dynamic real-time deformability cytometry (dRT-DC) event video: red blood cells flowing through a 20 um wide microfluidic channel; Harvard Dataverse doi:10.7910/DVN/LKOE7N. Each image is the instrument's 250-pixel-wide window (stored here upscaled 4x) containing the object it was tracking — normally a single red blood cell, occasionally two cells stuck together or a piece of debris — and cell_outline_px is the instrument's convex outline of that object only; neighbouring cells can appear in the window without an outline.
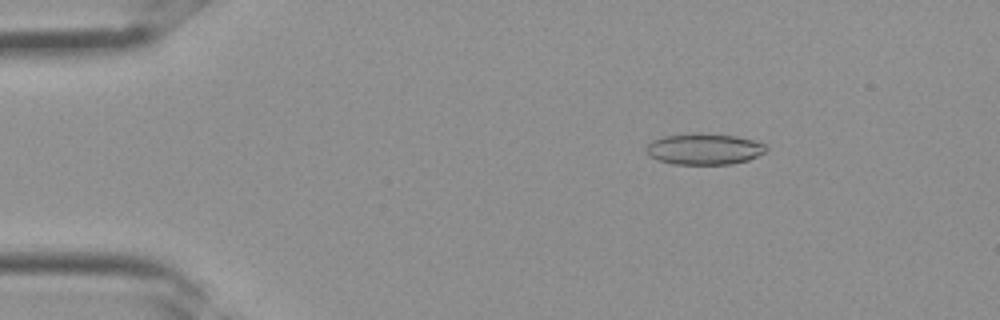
{"species": "Egyptian fruit bat (a non-hibernating species)", "species_latin": "Rousettus aegyptiacus", "temperature_condition": "room temperature", "stored_images_in_passage": 35, "camera_frame_rate_fps": 3000, "um_per_image_px": 0.085, "frame": {"image": 1, "passage_image": 6, "time_ms": 1.667, "image_size_px": [1000, 320], "cell_outline_px": [[768, 148], [764, 152], [748, 160], [732, 164], [672, 164], [656, 160], [648, 156], [644, 152], [644, 148], [652, 140], [664, 136], [700, 132], [736, 136], [768, 144]], "centroid_in_image_um": [59.81, 12.66], "position_along_channel_um": 25.2, "area_um2": 22.14}}
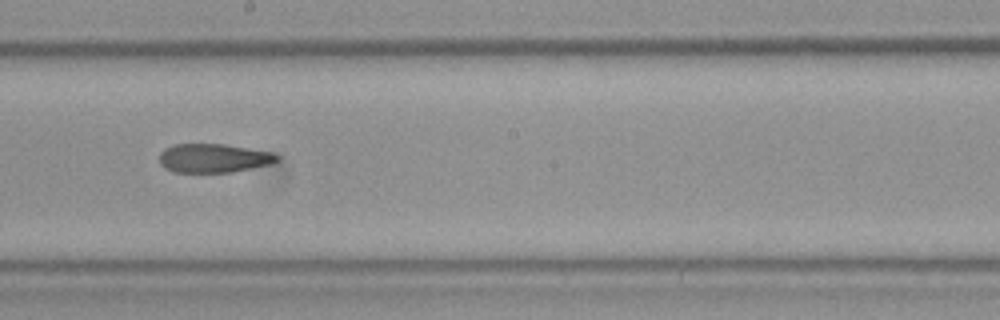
{"frame": {"image": 2, "passage_image": 20, "time_ms": 6.333, "image_size_px": [1000, 320], "cell_outline_px": [[280, 160], [272, 164], [232, 172], [172, 172], [164, 168], [160, 164], [160, 152], [164, 148], [172, 144], [224, 144], [272, 152], [280, 156]], "centroid_in_image_um": [18.16, 13.44], "position_along_channel_um": 230.0, "area_um2": 20.0}}
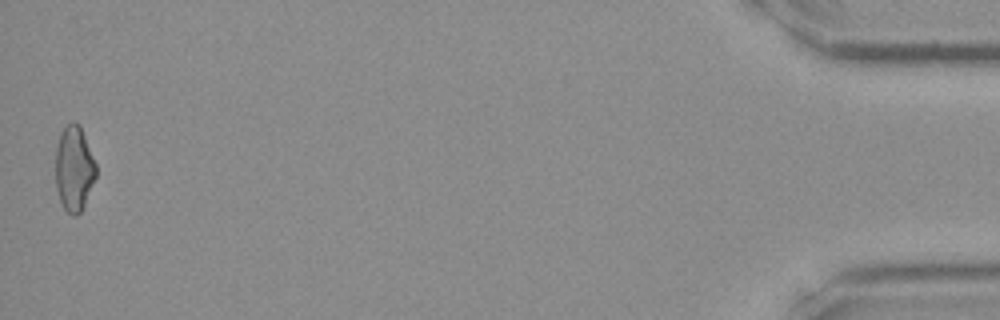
{"frame": {"image": 3, "passage_image": 35, "time_ms": 11.333, "image_size_px": [1000, 320], "cell_outline_px": [[96, 176], [84, 204], [80, 212], [76, 216], [72, 216], [64, 208], [60, 200], [56, 188], [56, 144], [60, 132], [72, 120], [80, 124], [96, 164]], "centroid_in_image_um": [6.29, 14.29], "position_along_channel_um": 428.9, "area_um2": 20.06}}